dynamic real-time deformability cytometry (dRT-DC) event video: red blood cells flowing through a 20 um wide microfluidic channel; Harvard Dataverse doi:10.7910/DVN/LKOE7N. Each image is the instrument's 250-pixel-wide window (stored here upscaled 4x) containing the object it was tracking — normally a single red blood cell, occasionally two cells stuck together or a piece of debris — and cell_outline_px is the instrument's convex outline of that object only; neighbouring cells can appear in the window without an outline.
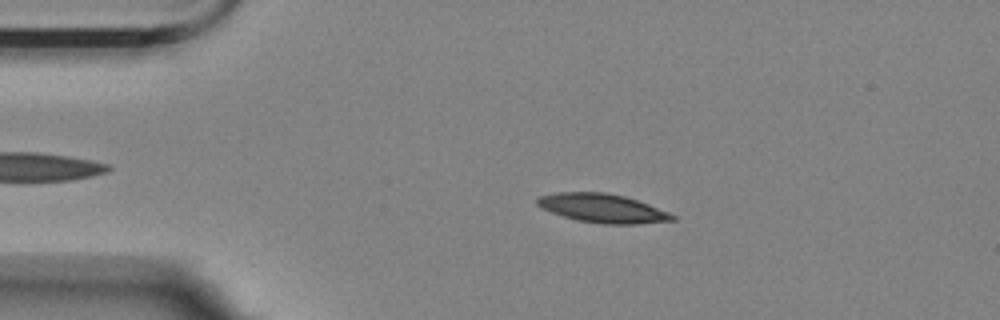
{"species": "Egyptian fruit bat (a non-hibernating species)", "species_latin": "Rousettus aegyptiacus", "temperature_condition": "room temperature", "stored_images_in_passage": 55, "camera_frame_rate_fps": 3000, "um_per_image_px": 0.085, "animal": {"sex": "female"}, "frame": {"image": 1, "passage_image": 10, "time_ms": 3.0, "image_size_px": [1000, 320], "cell_outline_px": [[676, 220], [640, 224], [604, 224], [576, 220], [540, 208], [536, 204], [536, 200], [540, 196], [556, 192], [604, 192], [624, 196], [648, 204], [668, 212], [676, 216]], "centroid_in_image_um": [51.21, 17.7], "position_along_channel_um": 33.8, "area_um2": 22.66}}
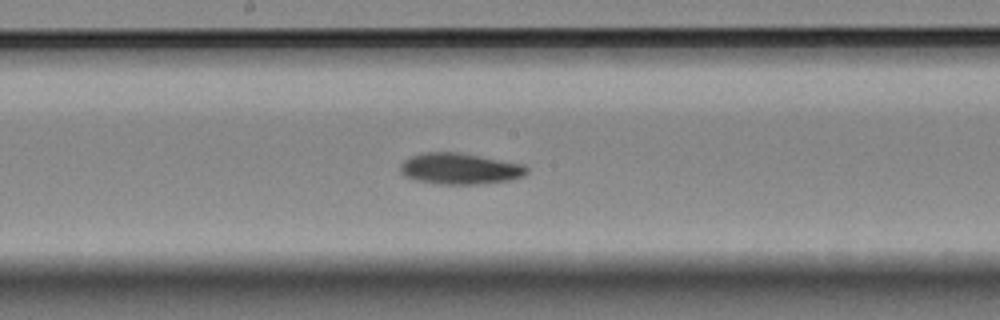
{"frame": {"image": 2, "passage_image": 28, "time_ms": 9.0, "image_size_px": [1000, 320], "cell_outline_px": [[528, 172], [512, 180], [480, 184], [440, 184], [416, 180], [404, 176], [400, 172], [400, 164], [404, 160], [412, 156], [424, 152], [456, 152], [524, 164], [528, 168]], "centroid_in_image_um": [39.07, 14.34], "position_along_channel_um": 209.1, "area_um2": 22.89}}
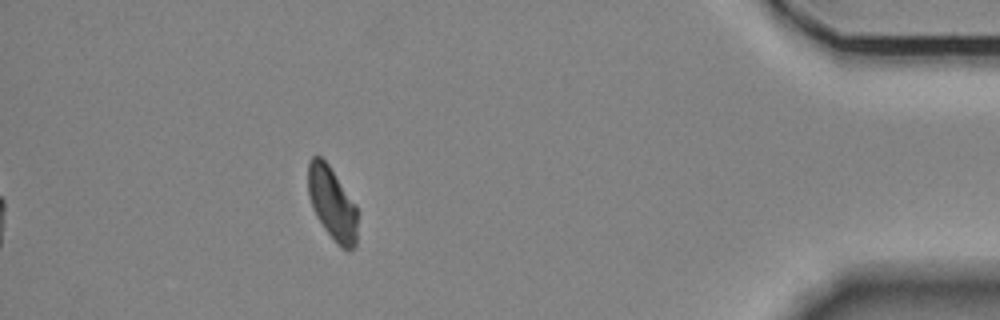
{"frame": {"image": 3, "passage_image": 49, "time_ms": 16.0, "image_size_px": [1000, 320], "cell_outline_px": [[356, 248], [348, 252], [340, 248], [336, 244], [324, 228], [316, 216], [312, 208], [308, 196], [308, 164], [312, 156], [320, 156], [328, 164], [356, 204]], "centroid_in_image_um": [28.23, 17.34], "position_along_channel_um": 407.0, "area_um2": 21.15}, "authors_computed_cell_mechanics": {"area_um2": 22.1952, "velocity_mm_per_s": 3.5519, "shape_relaxation_time_tau1_ms": 6.7315, "shape_relaxation_time_tau2_ms": 10.8924, "deformation_change_tau1": 0.1607, "deformation_change_tau2": 0.1396}}